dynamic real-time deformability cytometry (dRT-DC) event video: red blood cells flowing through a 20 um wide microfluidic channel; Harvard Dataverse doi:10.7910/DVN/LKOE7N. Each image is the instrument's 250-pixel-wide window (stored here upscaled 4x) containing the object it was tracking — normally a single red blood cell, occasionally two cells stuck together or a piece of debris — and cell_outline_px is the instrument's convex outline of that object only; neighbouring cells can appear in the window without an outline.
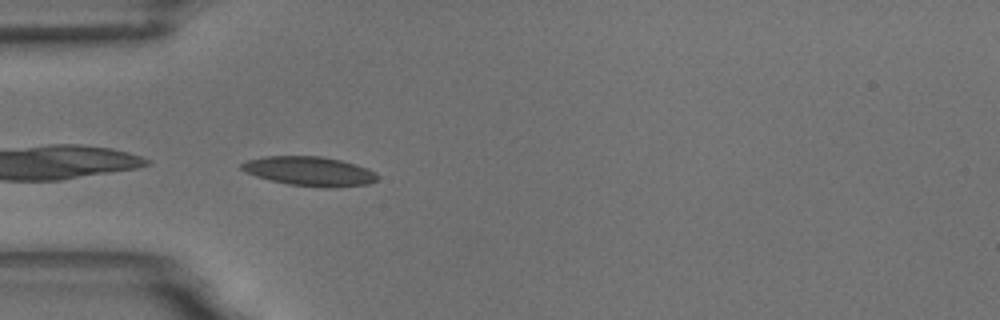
{"species": "common noctule bat (a hibernating species)", "species_latin": "Nyctalus noctula", "temperature_condition": "room temperature", "stored_images_in_passage": 32, "camera_frame_rate_fps": 3000, "um_per_image_px": 0.085, "animal": {"sex": "male", "body_mass_g": 18.8}, "frame": {"image": 1, "passage_image": 1, "time_ms": 0.0, "image_size_px": [1000, 320], "cell_outline_px": [[380, 176], [376, 180], [368, 184], [336, 188], [324, 188], [288, 184], [256, 176], [244, 172], [240, 168], [240, 164], [248, 160], [264, 156], [324, 156], [356, 164], [368, 168], [376, 172]], "centroid_in_image_um": [26.34, 14.56], "position_along_channel_um": 58.7, "area_um2": 23.47}}
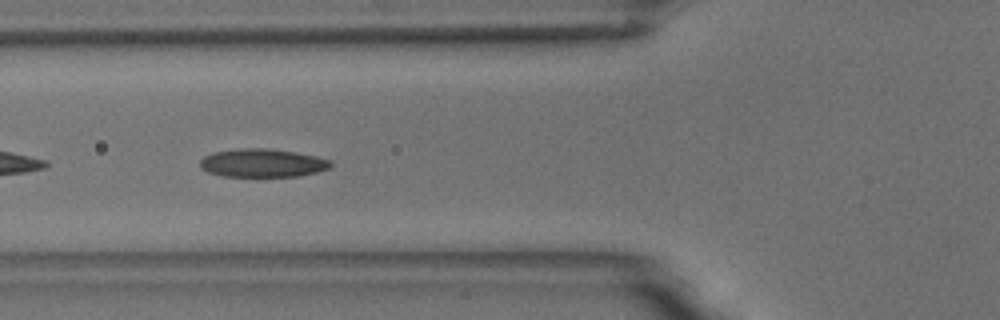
{"frame": {"image": 2, "passage_image": 5, "time_ms": 1.333, "image_size_px": [1000, 320], "cell_outline_px": [[332, 168], [316, 172], [296, 176], [220, 176], [208, 172], [200, 168], [200, 160], [204, 156], [212, 152], [244, 148], [268, 148], [296, 152], [316, 156], [332, 160]], "centroid_in_image_um": [22.32, 13.85], "position_along_channel_um": 103.5, "area_um2": 21.68}}
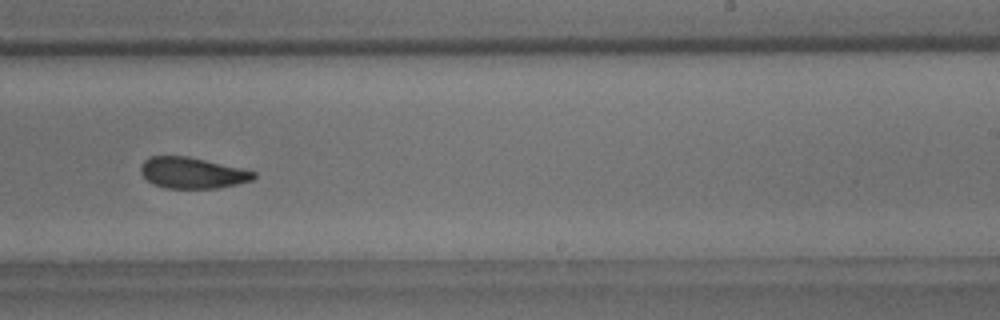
{"frame": {"image": 3, "passage_image": 19, "time_ms": 6.0, "image_size_px": [1000, 320], "cell_outline_px": [[256, 176], [252, 180], [236, 184], [216, 188], [164, 188], [152, 184], [140, 172], [140, 168], [144, 160], [148, 156], [188, 156], [240, 168], [256, 172]], "centroid_in_image_um": [16.31, 14.69], "position_along_channel_um": 272.7, "area_um2": 20.35}, "authors_computed_cell_mechanics": {"area_um2": 21.2993, "velocity_mm_per_s": 3.6305, "shape_relaxation_time_tau1_ms": 5.1142, "shape_relaxation_time_tau2_ms": 3.0546, "deformation_change_tau1": 0.1199, "deformation_change_tau2": 0.0977}}